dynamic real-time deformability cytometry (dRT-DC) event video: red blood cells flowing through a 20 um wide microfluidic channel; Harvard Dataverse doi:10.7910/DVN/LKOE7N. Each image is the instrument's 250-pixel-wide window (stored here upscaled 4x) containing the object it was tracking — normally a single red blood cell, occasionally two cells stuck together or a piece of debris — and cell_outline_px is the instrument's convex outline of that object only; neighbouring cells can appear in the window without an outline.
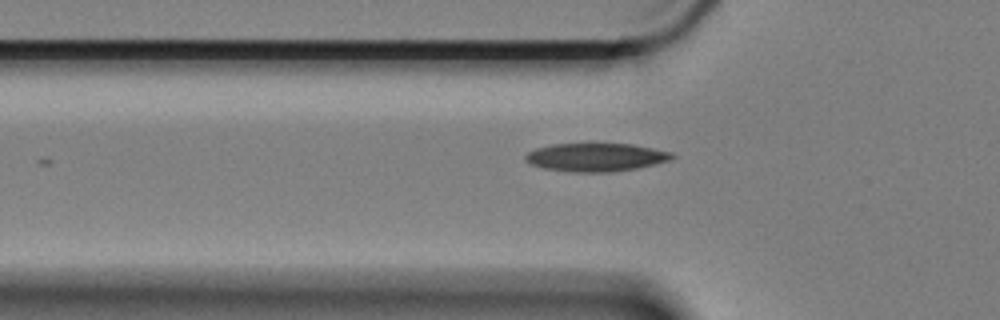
{"species": "Egyptian fruit bat (a non-hibernating species)", "species_latin": "Rousettus aegyptiacus", "temperature_condition": "cold", "stored_images_in_passage": 16, "camera_frame_rate_fps": 3000, "um_per_image_px": 0.085, "animal": {"sex": "female"}, "frame": {"image": 1, "passage_image": 5, "time_ms": 1.333, "image_size_px": [1000, 320], "cell_outline_px": [[676, 156], [672, 160], [636, 168], [612, 172], [572, 172], [544, 168], [532, 164], [524, 160], [524, 156], [528, 152], [536, 148], [552, 144], [588, 140], [632, 144], [672, 152]], "centroid_in_image_um": [50.64, 13.31], "position_along_channel_um": 75.2, "area_um2": 25.26}}
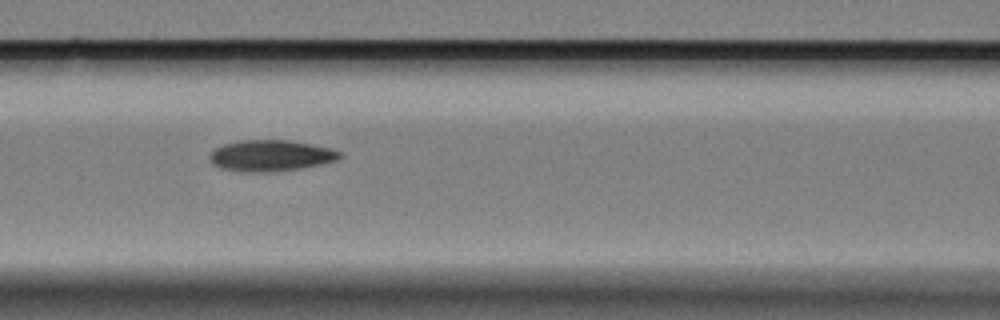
{"frame": {"image": 2, "passage_image": 11, "time_ms": 3.333, "image_size_px": [1000, 320], "cell_outline_px": [[344, 156], [336, 160], [320, 164], [300, 168], [268, 172], [244, 172], [220, 168], [212, 164], [208, 156], [216, 148], [224, 144], [240, 140], [288, 140], [328, 148], [344, 152]], "centroid_in_image_um": [23.0, 13.23], "position_along_channel_um": 143.6, "area_um2": 23.52}}
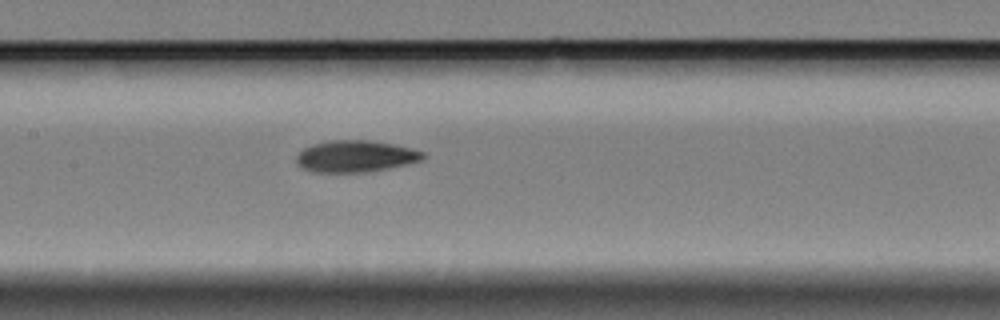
{"frame": {"image": 3, "passage_image": 14, "time_ms": 4.333, "image_size_px": [1000, 320], "cell_outline_px": [[428, 156], [420, 160], [404, 164], [364, 172], [312, 172], [304, 168], [296, 160], [296, 156], [304, 148], [312, 144], [328, 140], [368, 140], [392, 144], [412, 148], [424, 152]], "centroid_in_image_um": [30.21, 13.27], "position_along_channel_um": 177.2, "area_um2": 23.06}}